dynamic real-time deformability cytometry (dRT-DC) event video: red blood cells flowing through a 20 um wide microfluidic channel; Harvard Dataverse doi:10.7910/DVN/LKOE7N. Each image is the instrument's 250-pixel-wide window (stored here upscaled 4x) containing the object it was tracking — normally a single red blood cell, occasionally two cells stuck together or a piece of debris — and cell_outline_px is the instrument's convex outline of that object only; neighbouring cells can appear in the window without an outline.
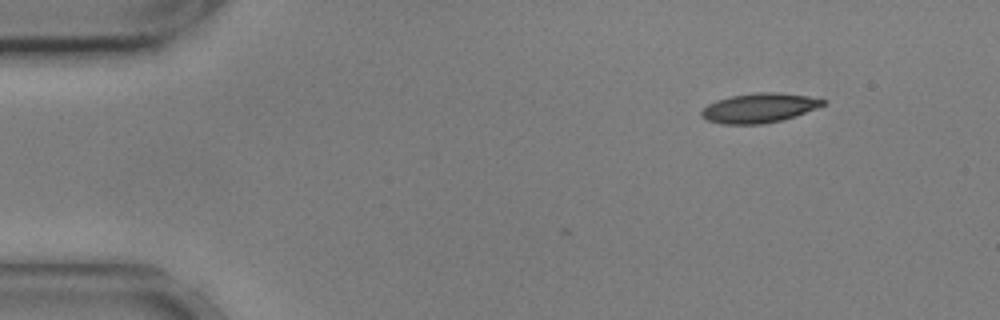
{"species": "common noctule bat (a hibernating species)", "species_latin": "Nyctalus noctula", "temperature_condition": "cold", "stored_images_in_passage": 4, "camera_frame_rate_fps": 3000, "um_per_image_px": 0.085, "animal": {"sex": "male", "body_mass_g": 17.9, "forearm_length_mm": 54.2}, "frame": {"image": 1, "passage_image": 1, "time_ms": 0.0, "image_size_px": [1000, 320], "cell_outline_px": [[824, 104], [816, 108], [796, 116], [780, 120], [760, 124], [720, 124], [708, 120], [700, 116], [700, 112], [708, 104], [716, 100], [732, 96], [756, 92], [776, 92], [804, 96], [824, 100]], "centroid_in_image_um": [64.47, 9.18], "position_along_channel_um": 20.5, "area_um2": 20.58}}